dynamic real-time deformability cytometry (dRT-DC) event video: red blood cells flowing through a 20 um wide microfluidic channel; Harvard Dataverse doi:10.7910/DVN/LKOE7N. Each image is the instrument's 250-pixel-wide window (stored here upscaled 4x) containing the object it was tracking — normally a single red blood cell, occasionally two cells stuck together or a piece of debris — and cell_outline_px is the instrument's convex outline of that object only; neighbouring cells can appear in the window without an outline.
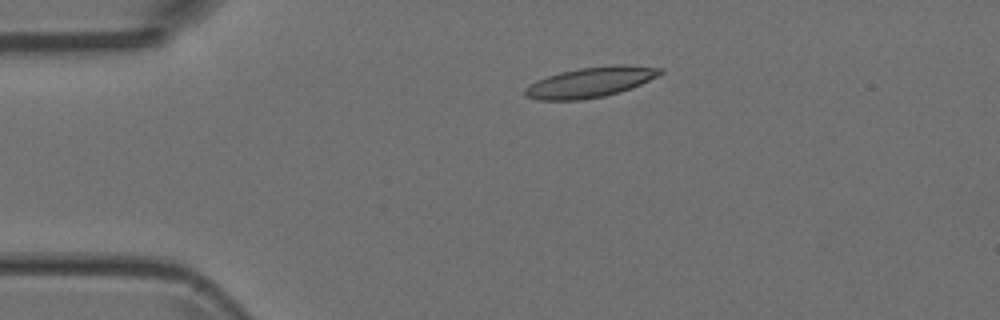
{"species": "Egyptian fruit bat (a non-hibernating species)", "species_latin": "Rousettus aegyptiacus", "temperature_condition": "room temperature", "stored_images_in_passage": 2, "camera_frame_rate_fps": 3000, "um_per_image_px": 0.085, "animal": {"sex": "female"}, "frame": {"image": 1, "passage_image": 1, "time_ms": 0.0, "image_size_px": [1000, 320], "cell_outline_px": [[664, 72], [632, 88], [620, 92], [604, 96], [580, 100], [536, 100], [524, 96], [524, 88], [536, 80], [560, 72], [580, 68], [620, 64], [624, 64], [664, 68]], "centroid_in_image_um": [50.17, 6.99], "position_along_channel_um": 34.8, "area_um2": 23.87}}